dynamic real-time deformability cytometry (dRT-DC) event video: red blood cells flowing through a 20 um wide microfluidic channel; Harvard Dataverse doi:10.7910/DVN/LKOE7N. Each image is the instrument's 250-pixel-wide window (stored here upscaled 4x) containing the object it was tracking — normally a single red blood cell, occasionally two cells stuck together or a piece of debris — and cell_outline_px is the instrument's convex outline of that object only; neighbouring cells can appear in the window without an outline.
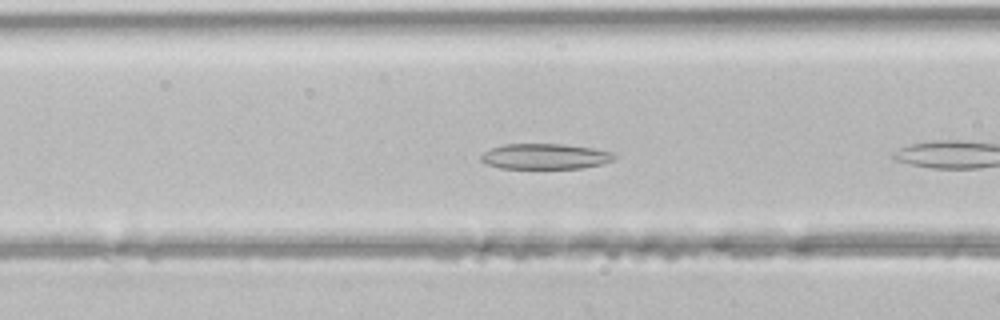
{"species": "common noctule bat (a hibernating species)", "species_latin": "Nyctalus noctula", "temperature_condition": "room temperature", "stored_images_in_passage": 6, "camera_frame_rate_fps": 3000, "um_per_image_px": 0.085, "animal": {"sex": "male", "body_mass_g": 21.5, "forearm_length_mm": 52.0}, "frame": {"image": 1, "passage_image": 5, "time_ms": 1.333, "image_size_px": [1000, 320], "cell_outline_px": [[616, 156], [612, 160], [600, 164], [584, 168], [500, 168], [484, 164], [480, 160], [480, 156], [484, 152], [492, 148], [504, 144], [564, 144], [592, 148], [612, 152]], "centroid_in_image_um": [46.29, 13.29], "position_along_channel_um": 120.3, "area_um2": 19.77}}